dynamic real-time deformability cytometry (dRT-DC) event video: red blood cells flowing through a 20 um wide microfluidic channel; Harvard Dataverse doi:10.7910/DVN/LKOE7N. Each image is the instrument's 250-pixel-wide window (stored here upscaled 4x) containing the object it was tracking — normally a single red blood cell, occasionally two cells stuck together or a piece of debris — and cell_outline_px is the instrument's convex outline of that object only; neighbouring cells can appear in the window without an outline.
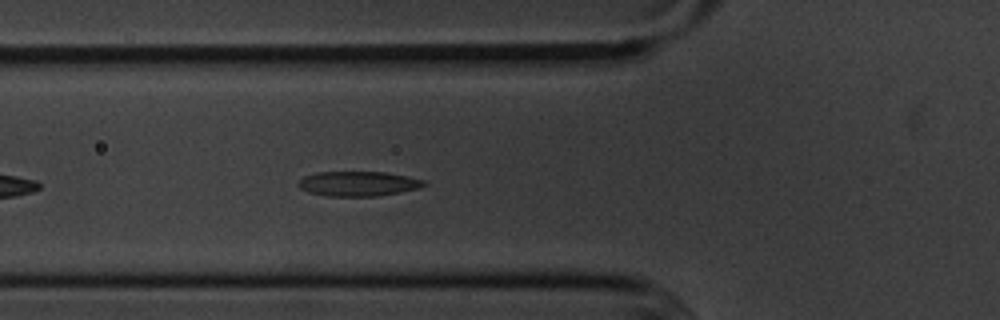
{"species": "common noctule bat (a hibernating species)", "species_latin": "Nyctalus noctula", "temperature_condition": "cold", "stored_images_in_passage": 29, "segment_of_instrument_passage": [1, 2], "camera_frame_rate_fps": 3000, "um_per_image_px": 0.085, "animal": {"sex": "male", "body_mass_g": 20.1, "forearm_length_mm": 53.5}, "frame": {"image": 1, "passage_image": 7, "time_ms": 2.0, "image_size_px": [1000, 320], "cell_outline_px": [[428, 184], [420, 188], [400, 192], [376, 196], [328, 196], [308, 192], [300, 188], [296, 184], [304, 176], [316, 172], [384, 172], [408, 176], [424, 180]], "centroid_in_image_um": [30.45, 15.61], "position_along_channel_um": 95.3, "area_um2": 18.21}}
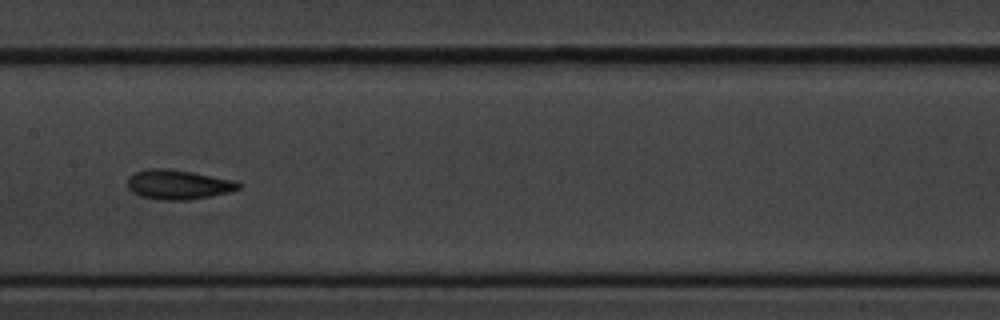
{"frame": {"image": 2, "passage_image": 15, "time_ms": 4.667, "image_size_px": [1000, 320], "cell_outline_px": [[240, 188], [228, 192], [188, 200], [160, 200], [140, 196], [132, 192], [128, 188], [128, 176], [136, 172], [148, 168], [168, 168], [192, 172], [236, 180], [240, 184]], "centroid_in_image_um": [15.12, 15.68], "position_along_channel_um": 192.3, "area_um2": 19.13}}
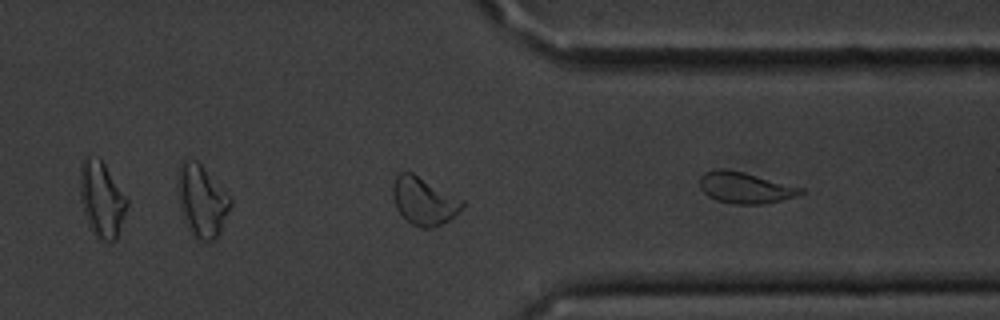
{"frame": {"image": 3, "passage_image": 28, "time_ms": 9.0, "image_size_px": [1000, 320], "cell_outline_px": [[464, 208], [448, 220], [432, 228], [420, 228], [412, 224], [396, 208], [392, 192], [392, 188], [396, 176], [400, 172], [412, 172], [464, 200]], "centroid_in_image_um": [36.04, 17.08], "position_along_channel_um": 375.4, "area_um2": 19.13}}